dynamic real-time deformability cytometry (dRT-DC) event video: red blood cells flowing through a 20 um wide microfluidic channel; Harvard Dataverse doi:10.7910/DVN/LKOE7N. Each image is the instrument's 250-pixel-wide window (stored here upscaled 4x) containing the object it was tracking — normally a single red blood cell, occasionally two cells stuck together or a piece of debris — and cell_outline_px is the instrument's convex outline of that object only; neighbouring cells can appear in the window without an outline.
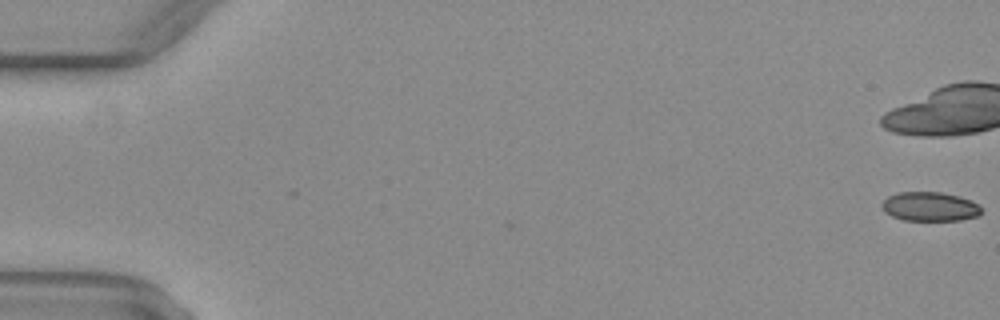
{"species": "common noctule bat (a hibernating species)", "species_latin": "Nyctalus noctula", "temperature_condition": "warm", "stored_images_in_passage": 30, "camera_frame_rate_fps": 3000, "um_per_image_px": 0.085, "animal": {"sex": "female", "body_mass_g": 29.2, "forearm_length_mm": 56.3}, "frame": {"image": 1, "passage_image": 1, "time_ms": 0.0, "image_size_px": [1000, 320], "cell_outline_px": [[980, 216], [960, 220], [904, 220], [892, 216], [884, 212], [880, 204], [888, 196], [896, 192], [940, 192], [960, 196], [976, 204], [980, 208]], "centroid_in_image_um": [78.99, 17.56], "position_along_channel_um": 6.0, "area_um2": 16.88}}